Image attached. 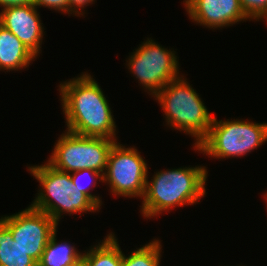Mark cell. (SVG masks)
Instances as JSON below:
<instances>
[{
	"label": "cell",
	"mask_w": 267,
	"mask_h": 266,
	"mask_svg": "<svg viewBox=\"0 0 267 266\" xmlns=\"http://www.w3.org/2000/svg\"><path fill=\"white\" fill-rule=\"evenodd\" d=\"M67 130L86 137L116 139V122L101 87L87 72L60 83Z\"/></svg>",
	"instance_id": "6da1fadb"
},
{
	"label": "cell",
	"mask_w": 267,
	"mask_h": 266,
	"mask_svg": "<svg viewBox=\"0 0 267 266\" xmlns=\"http://www.w3.org/2000/svg\"><path fill=\"white\" fill-rule=\"evenodd\" d=\"M205 166L161 170L146 182L141 213L148 219L177 206L193 205L206 194Z\"/></svg>",
	"instance_id": "7a4b0ae2"
},
{
	"label": "cell",
	"mask_w": 267,
	"mask_h": 266,
	"mask_svg": "<svg viewBox=\"0 0 267 266\" xmlns=\"http://www.w3.org/2000/svg\"><path fill=\"white\" fill-rule=\"evenodd\" d=\"M181 75L170 81L153 97L164 111L167 126L195 137L196 147L208 134L214 117L199 94Z\"/></svg>",
	"instance_id": "3957f363"
},
{
	"label": "cell",
	"mask_w": 267,
	"mask_h": 266,
	"mask_svg": "<svg viewBox=\"0 0 267 266\" xmlns=\"http://www.w3.org/2000/svg\"><path fill=\"white\" fill-rule=\"evenodd\" d=\"M45 163L28 167V171L42 188L31 207L47 213L57 224L63 213L71 215L99 210L83 192L74 191L70 173L59 171Z\"/></svg>",
	"instance_id": "277c9868"
},
{
	"label": "cell",
	"mask_w": 267,
	"mask_h": 266,
	"mask_svg": "<svg viewBox=\"0 0 267 266\" xmlns=\"http://www.w3.org/2000/svg\"><path fill=\"white\" fill-rule=\"evenodd\" d=\"M267 141V123L220 120L214 117L205 138L195 151L216 159L245 156Z\"/></svg>",
	"instance_id": "5b68a950"
},
{
	"label": "cell",
	"mask_w": 267,
	"mask_h": 266,
	"mask_svg": "<svg viewBox=\"0 0 267 266\" xmlns=\"http://www.w3.org/2000/svg\"><path fill=\"white\" fill-rule=\"evenodd\" d=\"M47 163L67 173L91 169L104 175L108 156L117 140L86 137L65 131L56 140Z\"/></svg>",
	"instance_id": "8992f818"
},
{
	"label": "cell",
	"mask_w": 267,
	"mask_h": 266,
	"mask_svg": "<svg viewBox=\"0 0 267 266\" xmlns=\"http://www.w3.org/2000/svg\"><path fill=\"white\" fill-rule=\"evenodd\" d=\"M176 52L147 38L127 59L128 69L141 86L154 96L170 81L179 77Z\"/></svg>",
	"instance_id": "52a82bcc"
},
{
	"label": "cell",
	"mask_w": 267,
	"mask_h": 266,
	"mask_svg": "<svg viewBox=\"0 0 267 266\" xmlns=\"http://www.w3.org/2000/svg\"><path fill=\"white\" fill-rule=\"evenodd\" d=\"M138 150L116 142L108 156L103 182L108 183L112 195L128 198L144 196L148 165Z\"/></svg>",
	"instance_id": "ba28073f"
},
{
	"label": "cell",
	"mask_w": 267,
	"mask_h": 266,
	"mask_svg": "<svg viewBox=\"0 0 267 266\" xmlns=\"http://www.w3.org/2000/svg\"><path fill=\"white\" fill-rule=\"evenodd\" d=\"M0 220L11 230L13 240L37 263L58 228L47 213L31 206L17 214L2 216Z\"/></svg>",
	"instance_id": "9c48e42d"
},
{
	"label": "cell",
	"mask_w": 267,
	"mask_h": 266,
	"mask_svg": "<svg viewBox=\"0 0 267 266\" xmlns=\"http://www.w3.org/2000/svg\"><path fill=\"white\" fill-rule=\"evenodd\" d=\"M33 4L8 7L0 12V25L12 32L36 57L42 47L44 27Z\"/></svg>",
	"instance_id": "30bf717a"
},
{
	"label": "cell",
	"mask_w": 267,
	"mask_h": 266,
	"mask_svg": "<svg viewBox=\"0 0 267 266\" xmlns=\"http://www.w3.org/2000/svg\"><path fill=\"white\" fill-rule=\"evenodd\" d=\"M183 3L192 22L211 29L229 27L248 19L239 0H184Z\"/></svg>",
	"instance_id": "8fae6325"
},
{
	"label": "cell",
	"mask_w": 267,
	"mask_h": 266,
	"mask_svg": "<svg viewBox=\"0 0 267 266\" xmlns=\"http://www.w3.org/2000/svg\"><path fill=\"white\" fill-rule=\"evenodd\" d=\"M36 56L9 30L0 25V70L26 68Z\"/></svg>",
	"instance_id": "7c38bea8"
},
{
	"label": "cell",
	"mask_w": 267,
	"mask_h": 266,
	"mask_svg": "<svg viewBox=\"0 0 267 266\" xmlns=\"http://www.w3.org/2000/svg\"><path fill=\"white\" fill-rule=\"evenodd\" d=\"M57 230L51 235L37 266H79L83 252L67 241L58 242Z\"/></svg>",
	"instance_id": "4fadbf2b"
},
{
	"label": "cell",
	"mask_w": 267,
	"mask_h": 266,
	"mask_svg": "<svg viewBox=\"0 0 267 266\" xmlns=\"http://www.w3.org/2000/svg\"><path fill=\"white\" fill-rule=\"evenodd\" d=\"M85 252V253H84ZM83 252V266H122L123 253L113 232Z\"/></svg>",
	"instance_id": "5bb4252c"
},
{
	"label": "cell",
	"mask_w": 267,
	"mask_h": 266,
	"mask_svg": "<svg viewBox=\"0 0 267 266\" xmlns=\"http://www.w3.org/2000/svg\"><path fill=\"white\" fill-rule=\"evenodd\" d=\"M37 264L13 240L11 230L0 220V266H37Z\"/></svg>",
	"instance_id": "9a60e30c"
},
{
	"label": "cell",
	"mask_w": 267,
	"mask_h": 266,
	"mask_svg": "<svg viewBox=\"0 0 267 266\" xmlns=\"http://www.w3.org/2000/svg\"><path fill=\"white\" fill-rule=\"evenodd\" d=\"M161 252V241L154 239L128 256L123 253L122 266H160Z\"/></svg>",
	"instance_id": "2e32d148"
},
{
	"label": "cell",
	"mask_w": 267,
	"mask_h": 266,
	"mask_svg": "<svg viewBox=\"0 0 267 266\" xmlns=\"http://www.w3.org/2000/svg\"><path fill=\"white\" fill-rule=\"evenodd\" d=\"M85 175H86V178H87V175L90 176V178L88 177L90 181H92L93 179V181L91 182L92 184L88 181L89 184L87 186H84L83 182H80L81 181L80 179L83 178V176ZM70 176L74 184V187H73L74 191L83 192L100 209V206L102 205V199L99 196L93 195L90 192V188H92L90 187V185L94 186L95 188V186L98 184L96 182L98 179H99L98 181L103 182V178H104L103 174L100 172L91 170V169H84V170L72 172V174L70 173Z\"/></svg>",
	"instance_id": "e0dca14e"
},
{
	"label": "cell",
	"mask_w": 267,
	"mask_h": 266,
	"mask_svg": "<svg viewBox=\"0 0 267 266\" xmlns=\"http://www.w3.org/2000/svg\"><path fill=\"white\" fill-rule=\"evenodd\" d=\"M239 3L249 20H263L267 15V0H239Z\"/></svg>",
	"instance_id": "ac0fdd59"
},
{
	"label": "cell",
	"mask_w": 267,
	"mask_h": 266,
	"mask_svg": "<svg viewBox=\"0 0 267 266\" xmlns=\"http://www.w3.org/2000/svg\"><path fill=\"white\" fill-rule=\"evenodd\" d=\"M33 5L36 8L45 6L50 10L54 9L55 11H62V13L69 14L68 0H33Z\"/></svg>",
	"instance_id": "d6986e66"
},
{
	"label": "cell",
	"mask_w": 267,
	"mask_h": 266,
	"mask_svg": "<svg viewBox=\"0 0 267 266\" xmlns=\"http://www.w3.org/2000/svg\"><path fill=\"white\" fill-rule=\"evenodd\" d=\"M93 2L95 0H68L69 14H75V16L84 15L85 12L82 11L85 8L84 6H88Z\"/></svg>",
	"instance_id": "ffe728a7"
},
{
	"label": "cell",
	"mask_w": 267,
	"mask_h": 266,
	"mask_svg": "<svg viewBox=\"0 0 267 266\" xmlns=\"http://www.w3.org/2000/svg\"><path fill=\"white\" fill-rule=\"evenodd\" d=\"M27 4H33V0H0L1 10L8 7L23 6Z\"/></svg>",
	"instance_id": "44dd1931"
},
{
	"label": "cell",
	"mask_w": 267,
	"mask_h": 266,
	"mask_svg": "<svg viewBox=\"0 0 267 266\" xmlns=\"http://www.w3.org/2000/svg\"><path fill=\"white\" fill-rule=\"evenodd\" d=\"M264 198H265L266 204H267V192L265 193Z\"/></svg>",
	"instance_id": "7402d4cb"
}]
</instances>
